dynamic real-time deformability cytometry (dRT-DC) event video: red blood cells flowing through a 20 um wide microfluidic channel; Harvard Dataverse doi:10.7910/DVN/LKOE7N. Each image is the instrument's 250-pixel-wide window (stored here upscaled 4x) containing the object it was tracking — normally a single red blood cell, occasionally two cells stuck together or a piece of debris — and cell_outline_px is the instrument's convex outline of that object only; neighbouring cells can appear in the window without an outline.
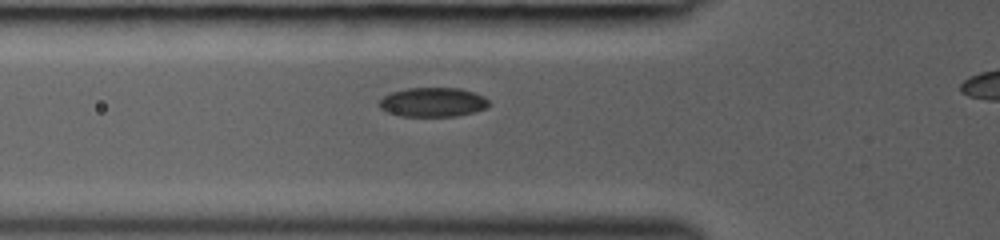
{"species": "common noctule bat (a hibernating species)", "species_latin": "Nyctalus noctula", "temperature_condition": "room temperature", "stored_images_in_passage": 14, "camera_frame_rate_fps": 3000, "um_per_image_px": 0.085, "animal": {"sex": "female", "body_mass_g": 19.0, "forearm_length_mm": 53.3}, "frame": {"image": 1, "passage_image": 10, "time_ms": 3.0, "image_size_px": [1000, 240], "cell_outline_px": [[492, 104], [488, 108], [456, 116], [400, 116], [388, 112], [380, 108], [376, 104], [384, 96], [392, 92], [408, 88], [460, 88], [484, 96]], "centroid_in_image_um": [36.8, 8.69], "position_along_channel_um": 89.0, "area_um2": 18.79}}
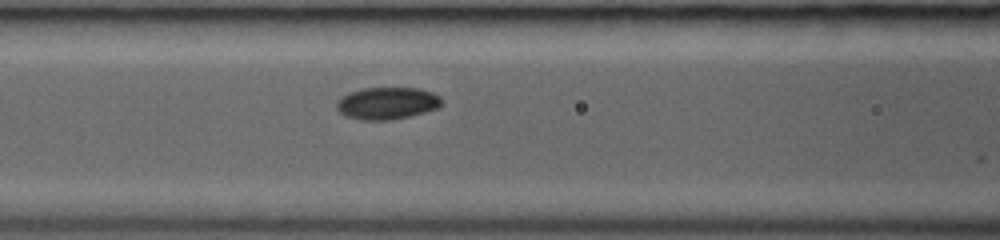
{"frame": {"image": 2, "passage_image": 13, "time_ms": 4.0, "image_size_px": [1000, 240], "cell_outline_px": [[444, 104], [440, 108], [408, 116], [388, 120], [360, 120], [344, 116], [336, 108], [336, 100], [340, 96], [364, 88], [420, 88], [432, 92], [440, 96], [444, 100]], "centroid_in_image_um": [32.92, 8.77], "position_along_channel_um": 133.7, "area_um2": 19.94}}